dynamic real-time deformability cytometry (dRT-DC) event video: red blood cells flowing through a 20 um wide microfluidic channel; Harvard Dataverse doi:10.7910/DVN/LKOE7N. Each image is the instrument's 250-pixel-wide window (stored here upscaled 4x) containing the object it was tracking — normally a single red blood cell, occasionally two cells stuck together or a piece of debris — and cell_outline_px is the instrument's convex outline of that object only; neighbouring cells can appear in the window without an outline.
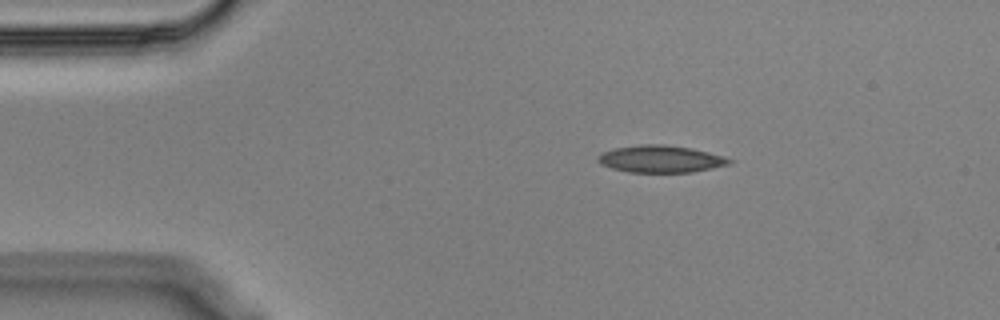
{"species": "Egyptian fruit bat (a non-hibernating species)", "species_latin": "Rousettus aegyptiacus", "temperature_condition": "cold", "stored_images_in_passage": 47, "camera_frame_rate_fps": 3000, "um_per_image_px": 0.085, "animal": {"sex": "male"}, "frame": {"image": 1, "passage_image": 1, "time_ms": 0.0, "image_size_px": [1000, 320], "cell_outline_px": [[736, 160], [732, 164], [692, 172], [628, 172], [612, 168], [600, 164], [596, 160], [596, 156], [600, 152], [616, 148], [640, 144], [660, 144], [692, 148], [724, 156]], "centroid_in_image_um": [56.16, 13.51], "position_along_channel_um": 28.8, "area_um2": 20.98}}
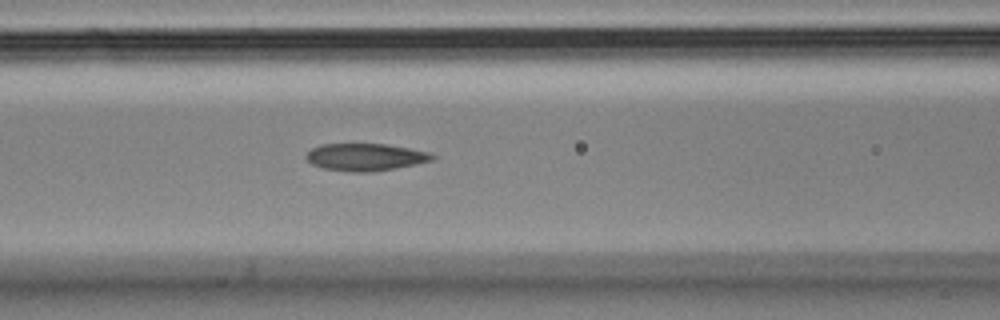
{"frame": {"image": 2, "passage_image": 14, "time_ms": 4.333, "image_size_px": [1000, 320], "cell_outline_px": [[436, 156], [432, 160], [416, 164], [396, 168], [372, 172], [352, 172], [324, 168], [312, 164], [304, 156], [312, 148], [320, 144], [388, 144], [428, 152]], "centroid_in_image_um": [31.05, 13.35], "position_along_channel_um": 135.5, "area_um2": 20.0}}
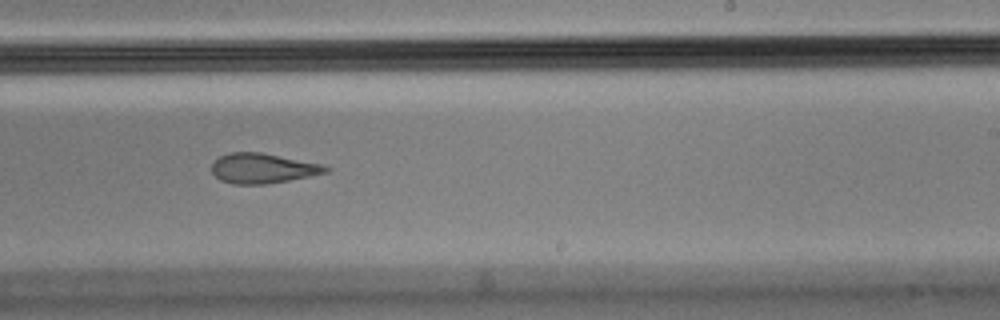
{"frame": {"image": 3, "passage_image": 25, "time_ms": 8.0, "image_size_px": [1000, 320], "cell_outline_px": [[332, 168], [328, 172], [312, 176], [264, 184], [232, 184], [220, 180], [212, 172], [212, 164], [220, 156], [228, 152], [260, 152], [320, 164]], "centroid_in_image_um": [22.32, 14.31], "position_along_channel_um": 266.7, "area_um2": 19.77}, "authors_computed_cell_mechanics": {"area_um2": 21.0392, "velocity_mm_per_s": 3.5888, "shape_relaxation_time_tau1_ms": null, "shape_relaxation_time_tau2_ms": 4.9054, "deformation_change_tau1": null, "deformation_change_tau2": 0.1227}}